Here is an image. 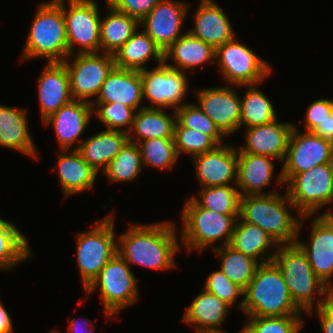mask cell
Listing matches in <instances>:
<instances>
[{"label":"cell","instance_id":"1","mask_svg":"<svg viewBox=\"0 0 333 333\" xmlns=\"http://www.w3.org/2000/svg\"><path fill=\"white\" fill-rule=\"evenodd\" d=\"M176 226L164 221L130 225L117 240V253L130 265L153 270H169L176 266L175 255L181 249Z\"/></svg>","mask_w":333,"mask_h":333},{"label":"cell","instance_id":"2","mask_svg":"<svg viewBox=\"0 0 333 333\" xmlns=\"http://www.w3.org/2000/svg\"><path fill=\"white\" fill-rule=\"evenodd\" d=\"M281 195L274 193L241 196L239 217L263 229L278 245L293 244L298 239L303 218L310 216L294 217L288 208L292 206L294 210L295 205L287 192L284 197Z\"/></svg>","mask_w":333,"mask_h":333},{"label":"cell","instance_id":"3","mask_svg":"<svg viewBox=\"0 0 333 333\" xmlns=\"http://www.w3.org/2000/svg\"><path fill=\"white\" fill-rule=\"evenodd\" d=\"M237 307L247 316H302L292 301L279 268L271 261L261 263L243 291Z\"/></svg>","mask_w":333,"mask_h":333},{"label":"cell","instance_id":"4","mask_svg":"<svg viewBox=\"0 0 333 333\" xmlns=\"http://www.w3.org/2000/svg\"><path fill=\"white\" fill-rule=\"evenodd\" d=\"M272 262L279 268L292 301L302 312L313 310L328 301V287L316 276L306 253L297 243L276 247ZM317 294V295H316ZM315 299V300H314Z\"/></svg>","mask_w":333,"mask_h":333},{"label":"cell","instance_id":"5","mask_svg":"<svg viewBox=\"0 0 333 333\" xmlns=\"http://www.w3.org/2000/svg\"><path fill=\"white\" fill-rule=\"evenodd\" d=\"M34 17L22 61L45 57L48 62H63L68 57V45L62 0L41 2Z\"/></svg>","mask_w":333,"mask_h":333},{"label":"cell","instance_id":"6","mask_svg":"<svg viewBox=\"0 0 333 333\" xmlns=\"http://www.w3.org/2000/svg\"><path fill=\"white\" fill-rule=\"evenodd\" d=\"M240 215H223L200 207L192 198L186 200L181 212L183 230L181 242L187 252H202L208 246L214 249L215 242L228 245ZM221 240V241H220Z\"/></svg>","mask_w":333,"mask_h":333},{"label":"cell","instance_id":"7","mask_svg":"<svg viewBox=\"0 0 333 333\" xmlns=\"http://www.w3.org/2000/svg\"><path fill=\"white\" fill-rule=\"evenodd\" d=\"M129 266L116 253L84 290L85 300H87L91 293L100 288V298L102 299L101 303L104 307L106 320L116 316L126 306L132 305L137 300L139 301L137 279Z\"/></svg>","mask_w":333,"mask_h":333},{"label":"cell","instance_id":"8","mask_svg":"<svg viewBox=\"0 0 333 333\" xmlns=\"http://www.w3.org/2000/svg\"><path fill=\"white\" fill-rule=\"evenodd\" d=\"M115 214H109L89 231L76 234V258L83 290L98 276L106 263L117 253L114 233Z\"/></svg>","mask_w":333,"mask_h":333},{"label":"cell","instance_id":"9","mask_svg":"<svg viewBox=\"0 0 333 333\" xmlns=\"http://www.w3.org/2000/svg\"><path fill=\"white\" fill-rule=\"evenodd\" d=\"M215 61L219 63V71L229 85H258L272 71L270 63L236 38L216 48Z\"/></svg>","mask_w":333,"mask_h":333},{"label":"cell","instance_id":"10","mask_svg":"<svg viewBox=\"0 0 333 333\" xmlns=\"http://www.w3.org/2000/svg\"><path fill=\"white\" fill-rule=\"evenodd\" d=\"M67 2L68 6L65 0H62L68 56L73 57L75 46L78 47V53L101 52V17L98 3L95 0H68Z\"/></svg>","mask_w":333,"mask_h":333},{"label":"cell","instance_id":"11","mask_svg":"<svg viewBox=\"0 0 333 333\" xmlns=\"http://www.w3.org/2000/svg\"><path fill=\"white\" fill-rule=\"evenodd\" d=\"M285 185L299 216H311L333 203V177L329 163L297 173Z\"/></svg>","mask_w":333,"mask_h":333},{"label":"cell","instance_id":"12","mask_svg":"<svg viewBox=\"0 0 333 333\" xmlns=\"http://www.w3.org/2000/svg\"><path fill=\"white\" fill-rule=\"evenodd\" d=\"M333 142L323 139L313 132L298 133L297 127L290 134L283 167L277 178V184L284 185L297 173L330 161Z\"/></svg>","mask_w":333,"mask_h":333},{"label":"cell","instance_id":"13","mask_svg":"<svg viewBox=\"0 0 333 333\" xmlns=\"http://www.w3.org/2000/svg\"><path fill=\"white\" fill-rule=\"evenodd\" d=\"M102 54L77 53L73 62L69 56L63 61L68 71L73 99L92 103L93 97L98 96L103 82L115 67L113 54Z\"/></svg>","mask_w":333,"mask_h":333},{"label":"cell","instance_id":"14","mask_svg":"<svg viewBox=\"0 0 333 333\" xmlns=\"http://www.w3.org/2000/svg\"><path fill=\"white\" fill-rule=\"evenodd\" d=\"M185 72L171 68L165 62L148 70H140L143 99L146 97L152 103L145 108L167 109L174 111L182 107L181 103L188 90V78ZM155 105L157 107H155Z\"/></svg>","mask_w":333,"mask_h":333},{"label":"cell","instance_id":"15","mask_svg":"<svg viewBox=\"0 0 333 333\" xmlns=\"http://www.w3.org/2000/svg\"><path fill=\"white\" fill-rule=\"evenodd\" d=\"M313 217L310 242L296 243L306 253L316 276L329 288L333 276V211Z\"/></svg>","mask_w":333,"mask_h":333},{"label":"cell","instance_id":"16","mask_svg":"<svg viewBox=\"0 0 333 333\" xmlns=\"http://www.w3.org/2000/svg\"><path fill=\"white\" fill-rule=\"evenodd\" d=\"M235 85L196 90L197 106L227 137L240 128V96Z\"/></svg>","mask_w":333,"mask_h":333},{"label":"cell","instance_id":"17","mask_svg":"<svg viewBox=\"0 0 333 333\" xmlns=\"http://www.w3.org/2000/svg\"><path fill=\"white\" fill-rule=\"evenodd\" d=\"M189 6L184 1L160 0L140 21L144 31L163 52L182 36L181 29Z\"/></svg>","mask_w":333,"mask_h":333},{"label":"cell","instance_id":"18","mask_svg":"<svg viewBox=\"0 0 333 333\" xmlns=\"http://www.w3.org/2000/svg\"><path fill=\"white\" fill-rule=\"evenodd\" d=\"M200 186H225L237 182V148L227 144L192 157Z\"/></svg>","mask_w":333,"mask_h":333},{"label":"cell","instance_id":"19","mask_svg":"<svg viewBox=\"0 0 333 333\" xmlns=\"http://www.w3.org/2000/svg\"><path fill=\"white\" fill-rule=\"evenodd\" d=\"M293 128V123H281L278 119L268 124L246 128L245 146L237 148V152L269 156L283 162Z\"/></svg>","mask_w":333,"mask_h":333},{"label":"cell","instance_id":"20","mask_svg":"<svg viewBox=\"0 0 333 333\" xmlns=\"http://www.w3.org/2000/svg\"><path fill=\"white\" fill-rule=\"evenodd\" d=\"M93 109L91 103L81 100H71L60 107L43 121L48 126L52 124L61 150H69L71 146L83 141L82 135L91 121Z\"/></svg>","mask_w":333,"mask_h":333},{"label":"cell","instance_id":"21","mask_svg":"<svg viewBox=\"0 0 333 333\" xmlns=\"http://www.w3.org/2000/svg\"><path fill=\"white\" fill-rule=\"evenodd\" d=\"M37 84L42 122L73 100L64 62H48Z\"/></svg>","mask_w":333,"mask_h":333},{"label":"cell","instance_id":"22","mask_svg":"<svg viewBox=\"0 0 333 333\" xmlns=\"http://www.w3.org/2000/svg\"><path fill=\"white\" fill-rule=\"evenodd\" d=\"M94 99L92 103L121 102L135 111L144 108L140 71L114 67Z\"/></svg>","mask_w":333,"mask_h":333},{"label":"cell","instance_id":"23","mask_svg":"<svg viewBox=\"0 0 333 333\" xmlns=\"http://www.w3.org/2000/svg\"><path fill=\"white\" fill-rule=\"evenodd\" d=\"M193 19L189 32L215 49L235 38L228 17L213 0H201Z\"/></svg>","mask_w":333,"mask_h":333},{"label":"cell","instance_id":"24","mask_svg":"<svg viewBox=\"0 0 333 333\" xmlns=\"http://www.w3.org/2000/svg\"><path fill=\"white\" fill-rule=\"evenodd\" d=\"M271 159L274 160L269 156L238 152L236 187L240 189L241 196L279 193L277 190L264 192L272 184L275 166Z\"/></svg>","mask_w":333,"mask_h":333},{"label":"cell","instance_id":"25","mask_svg":"<svg viewBox=\"0 0 333 333\" xmlns=\"http://www.w3.org/2000/svg\"><path fill=\"white\" fill-rule=\"evenodd\" d=\"M26 113L27 111L22 108L0 105V146L37 159Z\"/></svg>","mask_w":333,"mask_h":333},{"label":"cell","instance_id":"26","mask_svg":"<svg viewBox=\"0 0 333 333\" xmlns=\"http://www.w3.org/2000/svg\"><path fill=\"white\" fill-rule=\"evenodd\" d=\"M216 49L193 36L189 31L184 32L168 49L164 51V62L171 68L185 71L190 69L194 70L195 67L203 63L210 62L211 65L215 63ZM172 59L174 64H168L167 61Z\"/></svg>","mask_w":333,"mask_h":333},{"label":"cell","instance_id":"27","mask_svg":"<svg viewBox=\"0 0 333 333\" xmlns=\"http://www.w3.org/2000/svg\"><path fill=\"white\" fill-rule=\"evenodd\" d=\"M129 141L128 133L124 131L105 129L82 141L75 149L95 171L105 170L112 159Z\"/></svg>","mask_w":333,"mask_h":333},{"label":"cell","instance_id":"28","mask_svg":"<svg viewBox=\"0 0 333 333\" xmlns=\"http://www.w3.org/2000/svg\"><path fill=\"white\" fill-rule=\"evenodd\" d=\"M61 150L58 153V174L65 197L87 191L94 186L98 172L82 158L77 149Z\"/></svg>","mask_w":333,"mask_h":333},{"label":"cell","instance_id":"29","mask_svg":"<svg viewBox=\"0 0 333 333\" xmlns=\"http://www.w3.org/2000/svg\"><path fill=\"white\" fill-rule=\"evenodd\" d=\"M115 67L143 70L152 57L157 64L164 62V52L143 30L137 31L113 54Z\"/></svg>","mask_w":333,"mask_h":333},{"label":"cell","instance_id":"30","mask_svg":"<svg viewBox=\"0 0 333 333\" xmlns=\"http://www.w3.org/2000/svg\"><path fill=\"white\" fill-rule=\"evenodd\" d=\"M228 245L256 260L259 258L258 261L260 260V263L271 262L276 252L275 247L279 246L263 229L257 225L243 221L240 217L235 223L234 231ZM272 245L275 248L274 251L270 249ZM269 249L272 253L268 255L267 250Z\"/></svg>","mask_w":333,"mask_h":333},{"label":"cell","instance_id":"31","mask_svg":"<svg viewBox=\"0 0 333 333\" xmlns=\"http://www.w3.org/2000/svg\"><path fill=\"white\" fill-rule=\"evenodd\" d=\"M230 306L204 289L193 300L183 315V322L192 324L195 331L220 329Z\"/></svg>","mask_w":333,"mask_h":333},{"label":"cell","instance_id":"32","mask_svg":"<svg viewBox=\"0 0 333 333\" xmlns=\"http://www.w3.org/2000/svg\"><path fill=\"white\" fill-rule=\"evenodd\" d=\"M175 123V111L171 117L164 109L141 108L135 112L132 129L128 133L129 142L138 144L151 138H174Z\"/></svg>","mask_w":333,"mask_h":333},{"label":"cell","instance_id":"33","mask_svg":"<svg viewBox=\"0 0 333 333\" xmlns=\"http://www.w3.org/2000/svg\"><path fill=\"white\" fill-rule=\"evenodd\" d=\"M107 16L100 20L101 52L114 54L140 27V21L114 9L104 0Z\"/></svg>","mask_w":333,"mask_h":333},{"label":"cell","instance_id":"34","mask_svg":"<svg viewBox=\"0 0 333 333\" xmlns=\"http://www.w3.org/2000/svg\"><path fill=\"white\" fill-rule=\"evenodd\" d=\"M213 251L221 257V271L243 291L253 278L260 261L245 255L229 245L216 246Z\"/></svg>","mask_w":333,"mask_h":333},{"label":"cell","instance_id":"35","mask_svg":"<svg viewBox=\"0 0 333 333\" xmlns=\"http://www.w3.org/2000/svg\"><path fill=\"white\" fill-rule=\"evenodd\" d=\"M247 88L240 96V127L247 128L268 124L277 119L275 108L266 95L255 85H244Z\"/></svg>","mask_w":333,"mask_h":333},{"label":"cell","instance_id":"36","mask_svg":"<svg viewBox=\"0 0 333 333\" xmlns=\"http://www.w3.org/2000/svg\"><path fill=\"white\" fill-rule=\"evenodd\" d=\"M239 189L232 185L202 187L200 197H191L200 207L223 215H240Z\"/></svg>","mask_w":333,"mask_h":333},{"label":"cell","instance_id":"37","mask_svg":"<svg viewBox=\"0 0 333 333\" xmlns=\"http://www.w3.org/2000/svg\"><path fill=\"white\" fill-rule=\"evenodd\" d=\"M142 166L139 145L128 141L103 173L111 182H130L137 178Z\"/></svg>","mask_w":333,"mask_h":333},{"label":"cell","instance_id":"38","mask_svg":"<svg viewBox=\"0 0 333 333\" xmlns=\"http://www.w3.org/2000/svg\"><path fill=\"white\" fill-rule=\"evenodd\" d=\"M143 166L156 169H172L179 156L174 138H151L138 143Z\"/></svg>","mask_w":333,"mask_h":333},{"label":"cell","instance_id":"39","mask_svg":"<svg viewBox=\"0 0 333 333\" xmlns=\"http://www.w3.org/2000/svg\"><path fill=\"white\" fill-rule=\"evenodd\" d=\"M91 105L93 113H96L95 116L107 126L108 130L124 131L126 133L131 131L136 112L133 108L121 102L91 103Z\"/></svg>","mask_w":333,"mask_h":333},{"label":"cell","instance_id":"40","mask_svg":"<svg viewBox=\"0 0 333 333\" xmlns=\"http://www.w3.org/2000/svg\"><path fill=\"white\" fill-rule=\"evenodd\" d=\"M242 333H299L303 326L300 316H248Z\"/></svg>","mask_w":333,"mask_h":333},{"label":"cell","instance_id":"41","mask_svg":"<svg viewBox=\"0 0 333 333\" xmlns=\"http://www.w3.org/2000/svg\"><path fill=\"white\" fill-rule=\"evenodd\" d=\"M176 120L185 128L195 129L208 135L217 145L226 137L197 104H184L176 111Z\"/></svg>","mask_w":333,"mask_h":333},{"label":"cell","instance_id":"42","mask_svg":"<svg viewBox=\"0 0 333 333\" xmlns=\"http://www.w3.org/2000/svg\"><path fill=\"white\" fill-rule=\"evenodd\" d=\"M174 141L178 156L183 153L193 157L213 150L217 144L204 133L183 127L177 120L174 126Z\"/></svg>","mask_w":333,"mask_h":333},{"label":"cell","instance_id":"43","mask_svg":"<svg viewBox=\"0 0 333 333\" xmlns=\"http://www.w3.org/2000/svg\"><path fill=\"white\" fill-rule=\"evenodd\" d=\"M25 235H0V269L12 270L32 252Z\"/></svg>","mask_w":333,"mask_h":333},{"label":"cell","instance_id":"44","mask_svg":"<svg viewBox=\"0 0 333 333\" xmlns=\"http://www.w3.org/2000/svg\"><path fill=\"white\" fill-rule=\"evenodd\" d=\"M204 285L205 291L215 295L230 307L237 302L238 296L243 297V290L229 280L221 270L212 272Z\"/></svg>","mask_w":333,"mask_h":333},{"label":"cell","instance_id":"45","mask_svg":"<svg viewBox=\"0 0 333 333\" xmlns=\"http://www.w3.org/2000/svg\"><path fill=\"white\" fill-rule=\"evenodd\" d=\"M160 0H107L114 9L141 21Z\"/></svg>","mask_w":333,"mask_h":333},{"label":"cell","instance_id":"46","mask_svg":"<svg viewBox=\"0 0 333 333\" xmlns=\"http://www.w3.org/2000/svg\"><path fill=\"white\" fill-rule=\"evenodd\" d=\"M333 111V100L318 99L312 102L305 114V130L313 132L326 116Z\"/></svg>","mask_w":333,"mask_h":333},{"label":"cell","instance_id":"47","mask_svg":"<svg viewBox=\"0 0 333 333\" xmlns=\"http://www.w3.org/2000/svg\"><path fill=\"white\" fill-rule=\"evenodd\" d=\"M317 312L316 315L319 318L320 327L323 333H333V305L328 301L320 307H316L315 310H311L306 313L311 316L312 312Z\"/></svg>","mask_w":333,"mask_h":333},{"label":"cell","instance_id":"48","mask_svg":"<svg viewBox=\"0 0 333 333\" xmlns=\"http://www.w3.org/2000/svg\"><path fill=\"white\" fill-rule=\"evenodd\" d=\"M313 133L323 139L333 142V111L320 122Z\"/></svg>","mask_w":333,"mask_h":333},{"label":"cell","instance_id":"49","mask_svg":"<svg viewBox=\"0 0 333 333\" xmlns=\"http://www.w3.org/2000/svg\"><path fill=\"white\" fill-rule=\"evenodd\" d=\"M79 320V319H78ZM70 324L68 326V333H93V324H91V321L89 320H84L82 321H77L76 319L70 320ZM51 333H59L54 331H51Z\"/></svg>","mask_w":333,"mask_h":333},{"label":"cell","instance_id":"50","mask_svg":"<svg viewBox=\"0 0 333 333\" xmlns=\"http://www.w3.org/2000/svg\"><path fill=\"white\" fill-rule=\"evenodd\" d=\"M0 333H13L12 319L0 302Z\"/></svg>","mask_w":333,"mask_h":333},{"label":"cell","instance_id":"51","mask_svg":"<svg viewBox=\"0 0 333 333\" xmlns=\"http://www.w3.org/2000/svg\"><path fill=\"white\" fill-rule=\"evenodd\" d=\"M0 235H24L13 223L0 218Z\"/></svg>","mask_w":333,"mask_h":333},{"label":"cell","instance_id":"52","mask_svg":"<svg viewBox=\"0 0 333 333\" xmlns=\"http://www.w3.org/2000/svg\"><path fill=\"white\" fill-rule=\"evenodd\" d=\"M197 333H228L222 329H214V330H201L198 331ZM239 333H242L241 331Z\"/></svg>","mask_w":333,"mask_h":333},{"label":"cell","instance_id":"53","mask_svg":"<svg viewBox=\"0 0 333 333\" xmlns=\"http://www.w3.org/2000/svg\"><path fill=\"white\" fill-rule=\"evenodd\" d=\"M328 302L333 305V284L328 288Z\"/></svg>","mask_w":333,"mask_h":333},{"label":"cell","instance_id":"54","mask_svg":"<svg viewBox=\"0 0 333 333\" xmlns=\"http://www.w3.org/2000/svg\"><path fill=\"white\" fill-rule=\"evenodd\" d=\"M329 165H330L331 173H332V177H333V150H332L331 158L329 161Z\"/></svg>","mask_w":333,"mask_h":333}]
</instances>
